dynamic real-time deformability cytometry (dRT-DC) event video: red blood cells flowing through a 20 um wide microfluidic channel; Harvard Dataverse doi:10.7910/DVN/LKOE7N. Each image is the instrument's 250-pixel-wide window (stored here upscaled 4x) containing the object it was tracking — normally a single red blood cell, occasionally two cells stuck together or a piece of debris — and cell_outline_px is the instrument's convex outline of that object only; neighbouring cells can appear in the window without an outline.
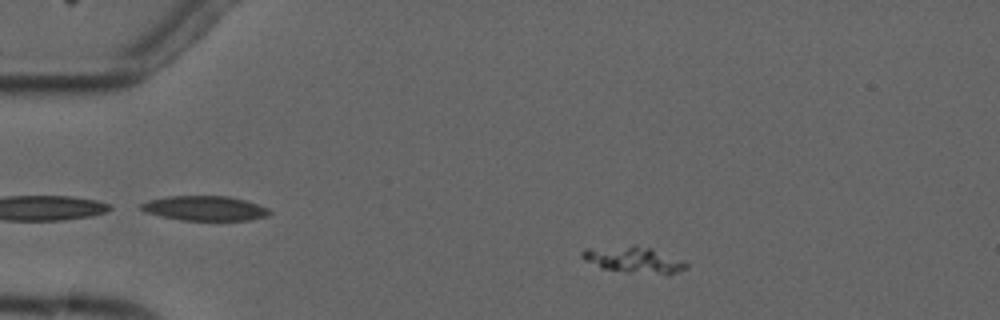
{"species": "common noctule bat (a hibernating species)", "species_latin": "Nyctalus noctula", "temperature_condition": "cold", "stored_images_in_passage": 7, "camera_frame_rate_fps": 3000, "um_per_image_px": 0.085, "animal": {"sex": "male", "forearm_length_mm": 52.5}, "frame": {"image": 1, "passage_image": 2, "time_ms": 1.0, "image_size_px": [1000, 320], "cell_outline_px": [[688, 268], [668, 276], [624, 272], [600, 268], [584, 260], [580, 256], [580, 252], [584, 248], [636, 244], [652, 248], [684, 260], [688, 264]], "centroid_in_image_um": [53.88, 22.08], "position_along_channel_um": 31.1, "area_um2": 16.82}}
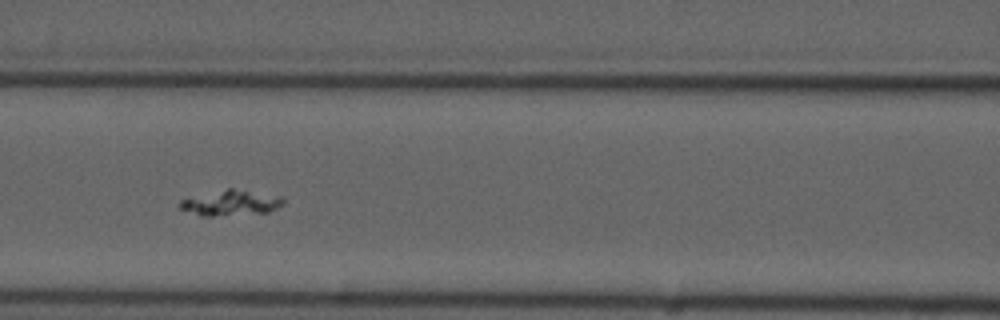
{"frame": {"image": 2, "passage_image": 6, "time_ms": 5.667, "image_size_px": [1000, 320], "cell_outline_px": [[284, 204], [268, 212], [212, 216], [200, 216], [180, 208], [176, 204], [180, 200], [228, 188], [232, 188], [280, 196], [284, 200]], "centroid_in_image_um": [19.61, 17.25], "position_along_channel_um": 147.0, "area_um2": 15.09}}
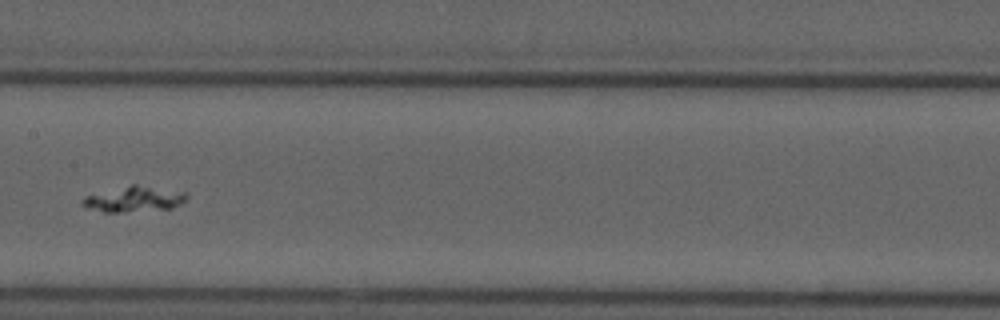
{"frame": {"image": 3, "passage_image": 7, "time_ms": 7.0, "image_size_px": [1000, 320], "cell_outline_px": [[188, 196], [180, 204], [172, 208], [120, 212], [104, 212], [88, 208], [80, 204], [80, 200], [84, 196], [132, 184], [136, 184], [188, 192]], "centroid_in_image_um": [11.38, 16.91], "position_along_channel_um": 196.0, "area_um2": 15.49}}